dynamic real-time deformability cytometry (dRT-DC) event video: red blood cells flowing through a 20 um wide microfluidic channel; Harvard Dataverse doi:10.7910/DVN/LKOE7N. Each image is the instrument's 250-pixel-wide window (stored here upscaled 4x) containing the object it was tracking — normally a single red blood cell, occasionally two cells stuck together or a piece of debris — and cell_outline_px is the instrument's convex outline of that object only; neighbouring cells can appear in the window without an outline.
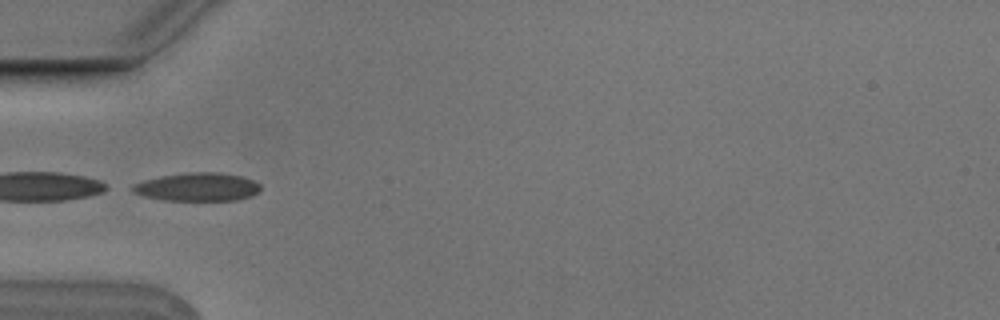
{"species": "Egyptian fruit bat (a non-hibernating species)", "species_latin": "Rousettus aegyptiacus", "temperature_condition": "cold", "stored_images_in_passage": 4, "camera_frame_rate_fps": 3000, "um_per_image_px": 0.085, "animal": {"sex": "male"}, "frame": {"image": 1, "passage_image": 1, "time_ms": 0.0, "image_size_px": [1000, 320], "cell_outline_px": [[260, 192], [252, 196], [236, 200], [164, 200], [144, 196], [132, 192], [132, 184], [144, 180], [160, 176], [188, 172], [220, 172], [244, 176], [260, 184]], "centroid_in_image_um": [16.81, 15.88], "position_along_channel_um": 68.2, "area_um2": 21.27}}
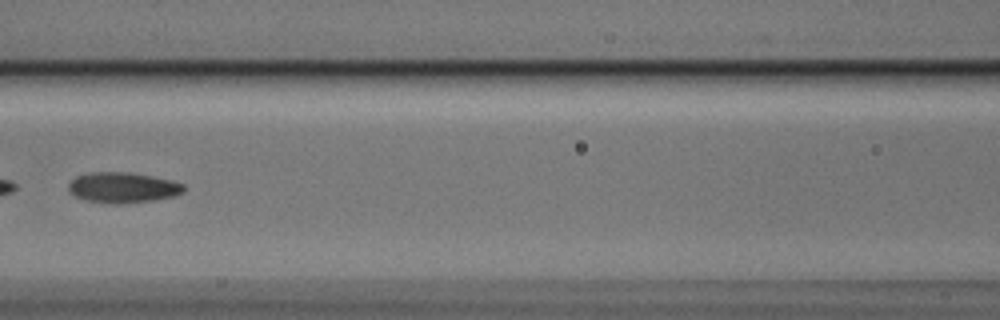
{"frame": {"image": 2, "passage_image": 3, "time_ms": 0.667, "image_size_px": [1000, 320], "cell_outline_px": [[184, 192], [176, 196], [152, 200], [116, 204], [88, 200], [76, 196], [68, 188], [68, 184], [76, 176], [92, 172], [132, 172], [172, 180], [184, 184]], "centroid_in_image_um": [10.48, 15.93], "position_along_channel_um": 156.1, "area_um2": 20.35}}
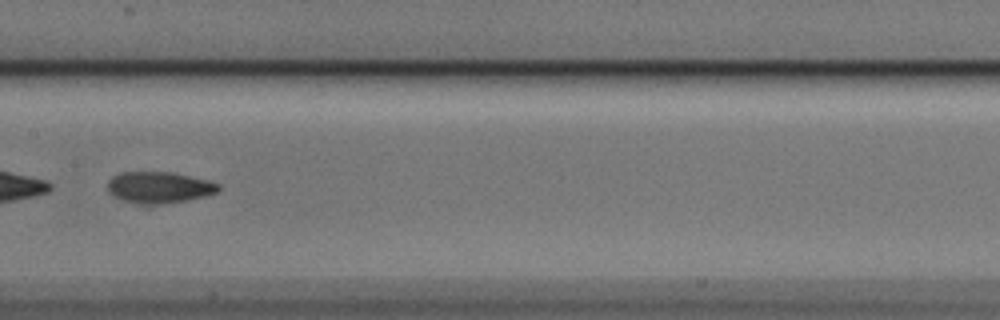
{"frame": {"image": 3, "passage_image": 4, "time_ms": 1.0, "image_size_px": [1000, 320], "cell_outline_px": [[220, 188], [216, 192], [204, 196], [164, 204], [136, 204], [120, 200], [112, 196], [108, 192], [108, 180], [112, 176], [120, 172], [168, 172], [212, 180], [220, 184]], "centroid_in_image_um": [13.49, 15.93], "position_along_channel_um": 193.9, "area_um2": 20.46}}